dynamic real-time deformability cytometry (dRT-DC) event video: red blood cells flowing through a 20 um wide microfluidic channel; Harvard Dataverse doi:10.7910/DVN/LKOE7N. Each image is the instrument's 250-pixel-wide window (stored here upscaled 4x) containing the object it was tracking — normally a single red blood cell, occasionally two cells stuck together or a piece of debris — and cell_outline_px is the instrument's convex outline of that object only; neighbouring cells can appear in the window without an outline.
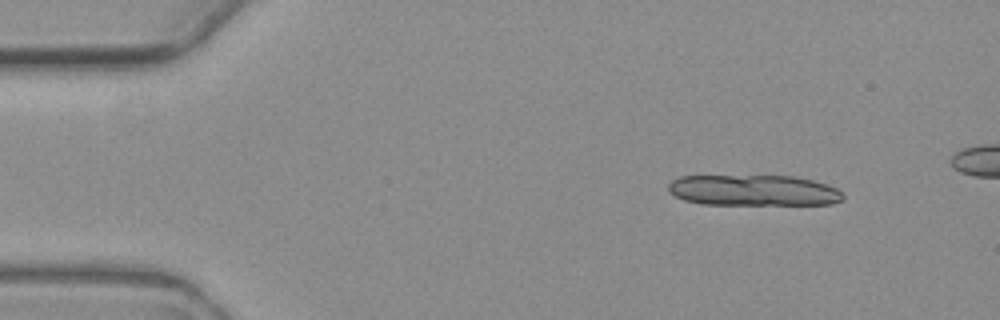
{"species": "common noctule bat (a hibernating species)", "species_latin": "Nyctalus noctula", "temperature_condition": "warm", "stored_images_in_passage": 4, "camera_frame_rate_fps": 3000, "um_per_image_px": 0.085, "animal": {"sex": "female", "body_mass_g": 19.3, "forearm_length_mm": 54.1}, "frame": {"image": 1, "passage_image": 4, "time_ms": 4.333, "image_size_px": [1000, 320], "cell_outline_px": [[844, 200], [832, 204], [700, 204], [684, 200], [668, 192], [668, 184], [672, 180], [680, 176], [792, 176], [812, 180], [836, 188], [844, 196]], "centroid_in_image_um": [64.02, 16.18], "position_along_channel_um": 21.0, "area_um2": 31.39}}